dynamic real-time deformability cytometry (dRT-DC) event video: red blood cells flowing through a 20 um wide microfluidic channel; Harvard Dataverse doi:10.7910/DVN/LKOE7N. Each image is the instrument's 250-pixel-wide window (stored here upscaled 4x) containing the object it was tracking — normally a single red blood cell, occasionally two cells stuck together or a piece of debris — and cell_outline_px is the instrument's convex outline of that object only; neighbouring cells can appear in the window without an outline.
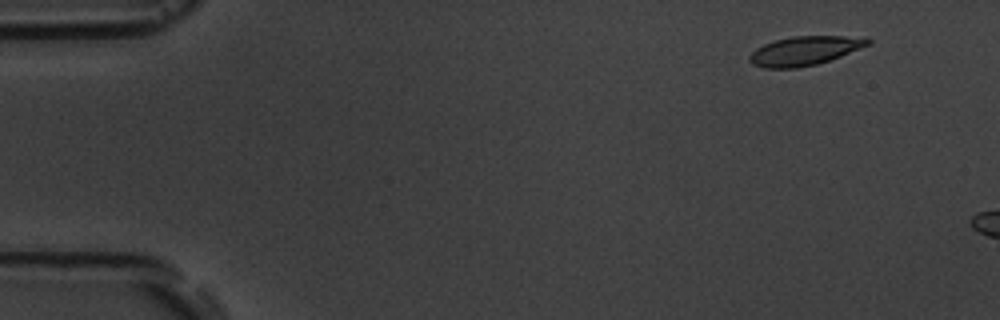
{"species": "common noctule bat (a hibernating species)", "species_latin": "Nyctalus noctula", "temperature_condition": "room temperature", "stored_images_in_passage": 4, "camera_frame_rate_fps": 3000, "um_per_image_px": 0.085, "animal": {"sex": "male", "body_mass_g": 19.5, "forearm_length_mm": 54.6}, "frame": {"image": 1, "passage_image": 2, "time_ms": 1.333, "image_size_px": [1000, 320], "cell_outline_px": [[872, 44], [840, 56], [816, 64], [796, 68], [764, 68], [752, 64], [748, 60], [748, 56], [756, 48], [764, 44], [776, 40], [792, 36], [868, 36], [872, 40]], "centroid_in_image_um": [68.43, 4.3], "position_along_channel_um": 16.6, "area_um2": 20.17}}